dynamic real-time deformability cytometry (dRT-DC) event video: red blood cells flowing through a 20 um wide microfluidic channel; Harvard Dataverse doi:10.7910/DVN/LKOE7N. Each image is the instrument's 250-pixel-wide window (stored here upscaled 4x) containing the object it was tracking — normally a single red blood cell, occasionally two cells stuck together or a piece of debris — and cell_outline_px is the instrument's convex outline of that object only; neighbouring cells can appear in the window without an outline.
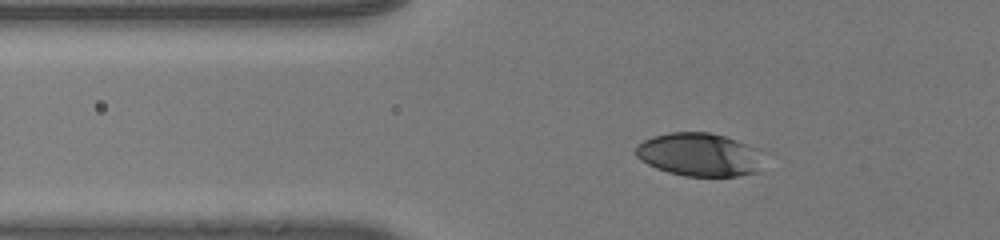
{"species": "human", "species_latin": "Homo sapiens", "temperature_condition": "room temperature", "stored_images_in_passage": 48, "segment_of_instrument_passage": [1, 2], "camera_frame_rate_fps": 3000, "um_per_image_px": 0.085, "donor": {"sex": "male"}, "frame": {"image": 1, "passage_image": 15, "time_ms": 4.667, "image_size_px": [1000, 240], "cell_outline_px": [[760, 148], [756, 172], [736, 176], [684, 176], [668, 172], [656, 168], [640, 160], [636, 156], [636, 144], [652, 136], [668, 132], [708, 132], [724, 136]], "centroid_in_image_um": [59.37, 13.13], "position_along_channel_um": 66.4, "area_um2": 32.02}}
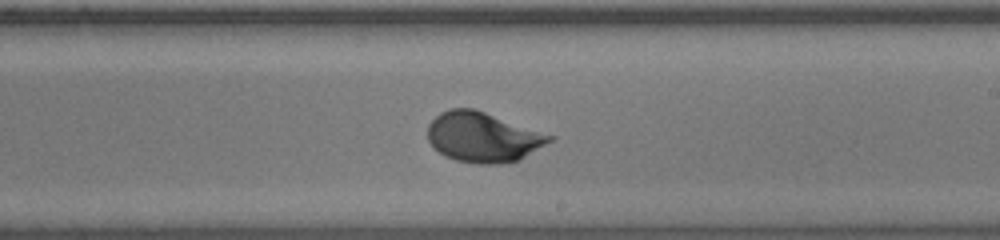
{"frame": {"image": 2, "passage_image": 30, "time_ms": 9.667, "image_size_px": [1000, 240], "cell_outline_px": [[556, 136], [552, 140], [520, 160], [500, 164], [480, 164], [456, 160], [444, 156], [428, 140], [428, 124], [440, 112], [448, 108], [472, 108]], "centroid_in_image_um": [41.05, 11.66], "position_along_channel_um": 247.9, "area_um2": 35.32}}
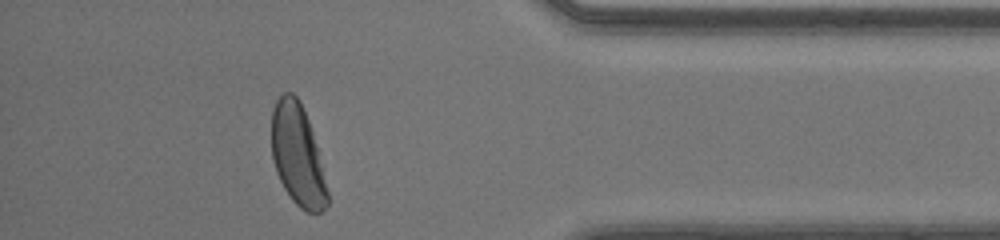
{"frame": {"image": 3, "passage_image": 43, "time_ms": 14.0, "image_size_px": [1000, 240], "cell_outline_px": [[328, 204], [320, 212], [308, 212], [300, 208], [292, 200], [284, 188], [276, 172], [272, 160], [272, 108], [276, 100], [284, 92], [292, 92], [300, 100], [308, 120], [312, 132], [328, 192]], "centroid_in_image_um": [25.27, 13.17], "position_along_channel_um": 409.9, "area_um2": 32.6}}